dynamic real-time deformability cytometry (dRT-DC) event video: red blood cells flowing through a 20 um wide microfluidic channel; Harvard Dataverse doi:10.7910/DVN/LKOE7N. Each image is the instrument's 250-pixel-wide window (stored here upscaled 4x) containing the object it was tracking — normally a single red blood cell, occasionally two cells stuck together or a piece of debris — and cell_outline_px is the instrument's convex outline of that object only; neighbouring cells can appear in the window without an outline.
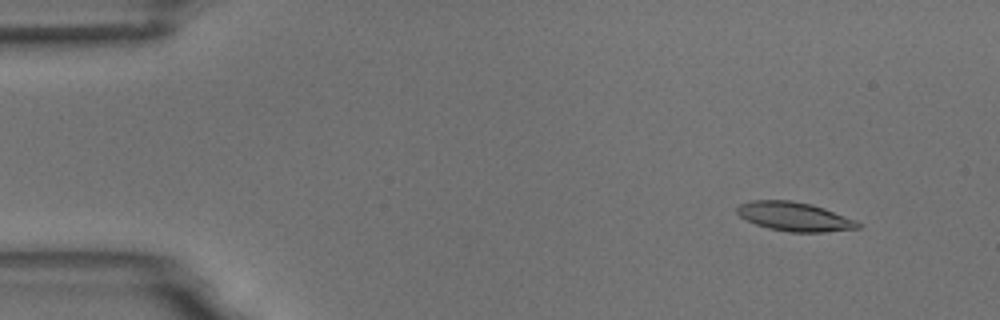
{"species": "common noctule bat (a hibernating species)", "species_latin": "Nyctalus noctula", "temperature_condition": "room temperature", "stored_images_in_passage": 4, "camera_frame_rate_fps": 3000, "um_per_image_px": 0.085, "animal": {"sex": "male", "body_mass_g": 18.8}, "frame": {"image": 1, "passage_image": 1, "time_ms": 0.0, "image_size_px": [1000, 320], "cell_outline_px": [[864, 224], [860, 228], [824, 232], [788, 232], [768, 228], [756, 224], [740, 216], [736, 212], [736, 208], [740, 204], [752, 200], [792, 200], [812, 204], [824, 208], [856, 220]], "centroid_in_image_um": [67.56, 18.41], "position_along_channel_um": 17.4, "area_um2": 20.52}}
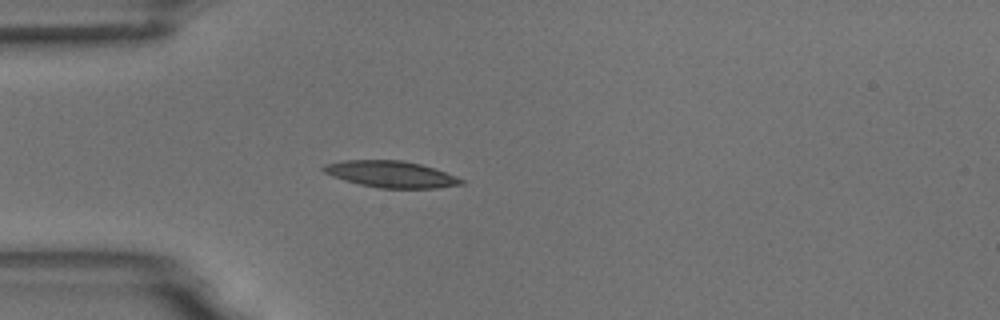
{"frame": {"image": 2, "passage_image": 4, "time_ms": 3.333, "image_size_px": [1000, 320], "cell_outline_px": [[464, 184], [436, 188], [380, 188], [360, 184], [344, 180], [332, 176], [324, 172], [320, 168], [324, 164], [344, 160], [404, 160], [420, 164], [456, 176], [464, 180]], "centroid_in_image_um": [33.2, 14.8], "position_along_channel_um": 51.8, "area_um2": 21.21}}